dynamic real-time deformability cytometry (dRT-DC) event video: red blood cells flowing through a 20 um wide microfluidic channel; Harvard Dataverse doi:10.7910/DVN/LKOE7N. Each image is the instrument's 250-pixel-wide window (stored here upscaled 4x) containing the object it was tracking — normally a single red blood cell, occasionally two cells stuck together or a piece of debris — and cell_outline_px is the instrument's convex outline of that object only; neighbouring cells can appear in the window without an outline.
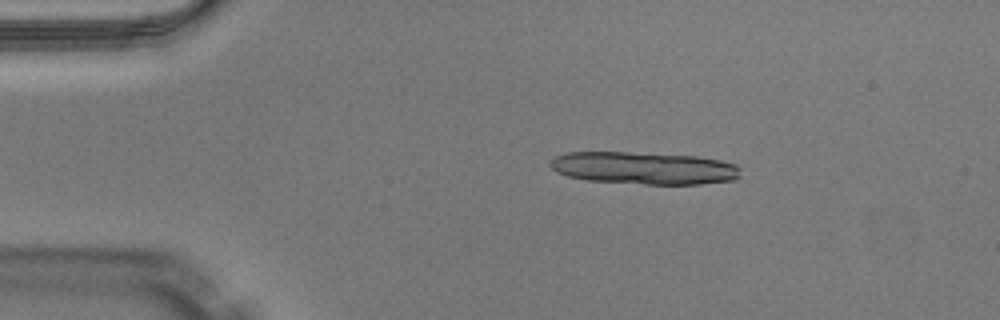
{"species": "Egyptian fruit bat (a non-hibernating species)", "species_latin": "Rousettus aegyptiacus", "temperature_condition": "warm", "stored_images_in_passage": 15, "camera_frame_rate_fps": 3000, "um_per_image_px": 0.085, "animal": {"sex": "male"}, "frame": {"image": 1, "passage_image": 9, "time_ms": 2.667, "image_size_px": [1000, 320], "cell_outline_px": [[740, 176], [736, 180], [700, 184], [644, 184], [588, 180], [568, 176], [556, 172], [548, 164], [548, 160], [556, 156], [568, 152], [628, 152], [696, 156], [720, 160], [736, 164], [740, 168]], "centroid_in_image_um": [54.74, 14.28], "position_along_channel_um": 30.3, "area_um2": 36.13}}